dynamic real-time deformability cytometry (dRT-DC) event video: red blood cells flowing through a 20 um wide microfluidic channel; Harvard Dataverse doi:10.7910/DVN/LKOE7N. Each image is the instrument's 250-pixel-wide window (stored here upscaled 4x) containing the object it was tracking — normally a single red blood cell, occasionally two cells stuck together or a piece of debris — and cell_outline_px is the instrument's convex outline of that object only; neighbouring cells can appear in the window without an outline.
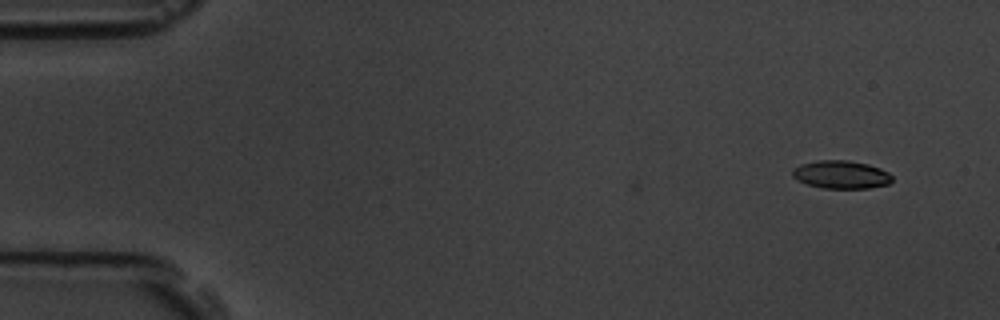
{"species": "common noctule bat (a hibernating species)", "species_latin": "Nyctalus noctula", "temperature_condition": "room temperature", "stored_images_in_passage": 3, "camera_frame_rate_fps": 3000, "um_per_image_px": 0.085, "animal": {"sex": "male", "body_mass_g": 19.5, "forearm_length_mm": 54.6}, "frame": {"image": 1, "passage_image": 1, "time_ms": 0.0, "image_size_px": [1000, 320], "cell_outline_px": [[892, 180], [888, 184], [868, 188], [824, 188], [808, 184], [796, 180], [792, 176], [792, 168], [800, 164], [816, 160], [848, 160], [868, 164], [880, 168], [888, 172], [892, 176]], "centroid_in_image_um": [71.47, 14.83], "position_along_channel_um": 13.5, "area_um2": 16.36}}